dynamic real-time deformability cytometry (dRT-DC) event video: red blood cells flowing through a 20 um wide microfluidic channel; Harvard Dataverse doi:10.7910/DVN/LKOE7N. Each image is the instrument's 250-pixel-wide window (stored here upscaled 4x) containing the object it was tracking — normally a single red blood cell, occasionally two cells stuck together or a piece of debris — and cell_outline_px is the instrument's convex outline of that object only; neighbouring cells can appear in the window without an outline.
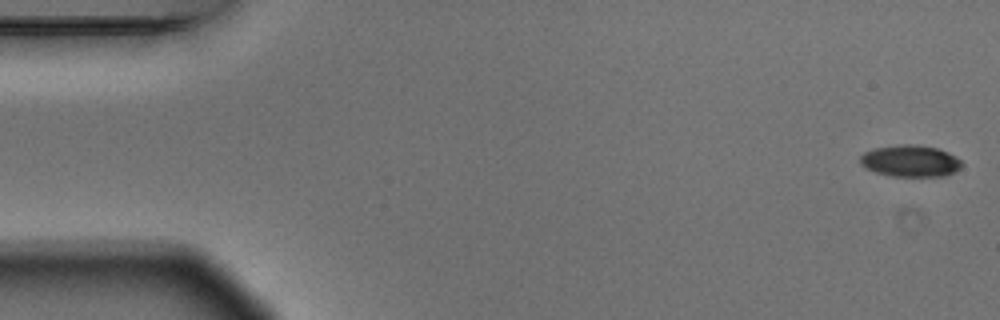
{"species": "Egyptian fruit bat (a non-hibernating species)", "species_latin": "Rousettus aegyptiacus", "temperature_condition": "warm", "stored_images_in_passage": 4, "camera_frame_rate_fps": 3000, "um_per_image_px": 0.085, "animal": {"sex": "male"}, "frame": {"image": 1, "passage_image": 1, "time_ms": 0.0, "image_size_px": [1000, 320], "cell_outline_px": [[964, 164], [960, 168], [944, 176], [892, 176], [876, 172], [864, 168], [860, 164], [860, 156], [864, 152], [872, 148], [900, 144], [916, 144], [936, 148], [948, 152], [956, 156]], "centroid_in_image_um": [77.35, 13.67], "position_along_channel_um": 7.6, "area_um2": 18.9}}
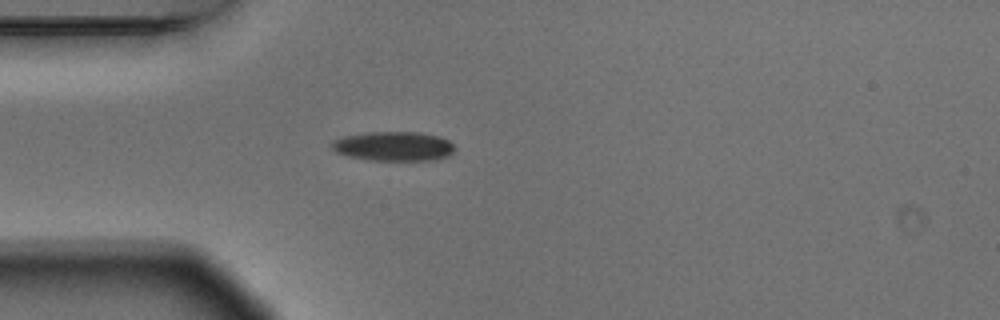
{"frame": {"image": 2, "passage_image": 4, "time_ms": 1.0, "image_size_px": [1000, 320], "cell_outline_px": [[456, 148], [448, 156], [432, 160], [368, 160], [348, 156], [336, 152], [328, 144], [332, 140], [340, 136], [364, 132], [416, 132], [440, 136], [448, 140]], "centroid_in_image_um": [33.39, 12.42], "position_along_channel_um": 51.6, "area_um2": 21.33}}